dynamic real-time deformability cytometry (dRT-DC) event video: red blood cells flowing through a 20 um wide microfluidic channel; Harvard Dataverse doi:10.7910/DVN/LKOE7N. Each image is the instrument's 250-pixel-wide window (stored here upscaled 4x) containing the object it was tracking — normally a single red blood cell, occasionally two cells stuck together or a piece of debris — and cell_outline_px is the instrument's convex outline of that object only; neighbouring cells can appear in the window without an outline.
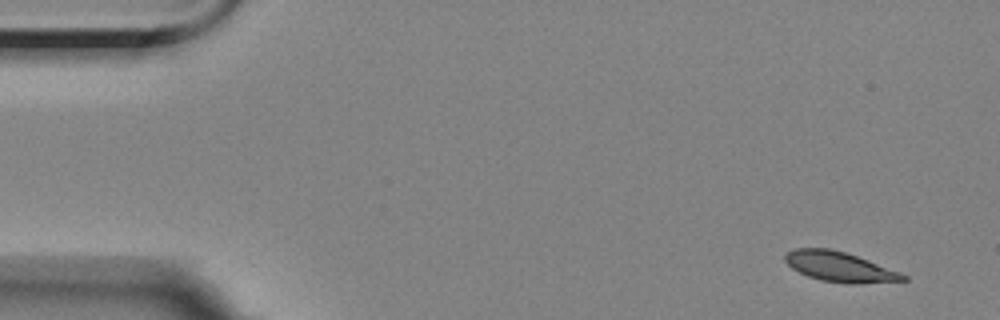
{"species": "Egyptian fruit bat (a non-hibernating species)", "species_latin": "Rousettus aegyptiacus", "temperature_condition": "room temperature", "stored_images_in_passage": 4, "camera_frame_rate_fps": 3000, "um_per_image_px": 0.085, "animal": {"sex": "female"}, "frame": {"image": 1, "passage_image": 1, "time_ms": 0.0, "image_size_px": [1000, 320], "cell_outline_px": [[908, 280], [860, 284], [848, 284], [820, 280], [808, 276], [792, 268], [784, 260], [784, 256], [788, 252], [796, 248], [828, 248], [844, 252], [868, 260], [900, 272], [908, 276]], "centroid_in_image_um": [71.38, 22.69], "position_along_channel_um": 13.6, "area_um2": 20.52}}